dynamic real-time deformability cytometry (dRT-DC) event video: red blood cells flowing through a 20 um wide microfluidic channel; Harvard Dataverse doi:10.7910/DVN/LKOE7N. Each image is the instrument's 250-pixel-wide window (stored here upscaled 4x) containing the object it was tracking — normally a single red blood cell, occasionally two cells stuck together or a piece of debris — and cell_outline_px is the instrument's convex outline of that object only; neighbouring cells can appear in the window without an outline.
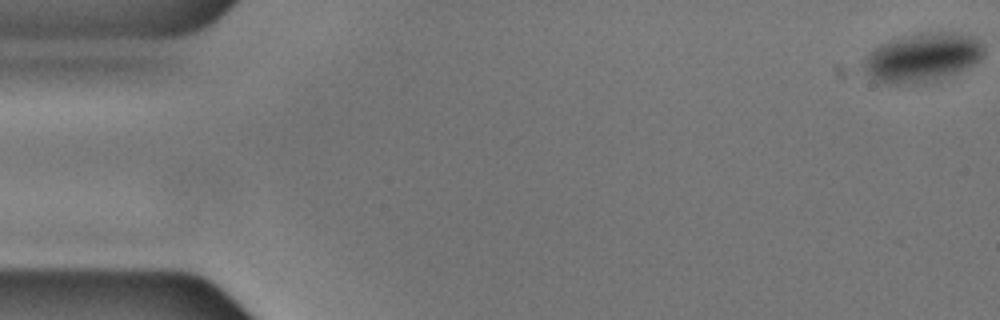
{"species": "common noctule bat (a hibernating species)", "species_latin": "Nyctalus noctula", "temperature_condition": "cold", "stored_images_in_passage": 57, "camera_frame_rate_fps": 3000, "um_per_image_px": 0.085, "animal": {"sex": "male", "body_mass_g": 17.9, "forearm_length_mm": 54.2}, "frame": {"image": 1, "passage_image": 1, "time_ms": 0.0, "image_size_px": [1000, 320], "cell_outline_px": [[984, 56], [980, 60], [956, 72], [936, 80], [908, 84], [884, 84], [876, 80], [860, 64], [880, 44], [892, 40], [908, 36], [936, 32], [956, 32], [972, 36], [984, 44]], "centroid_in_image_um": [78.44, 4.89], "position_along_channel_um": 6.6, "area_um2": 33.58}}
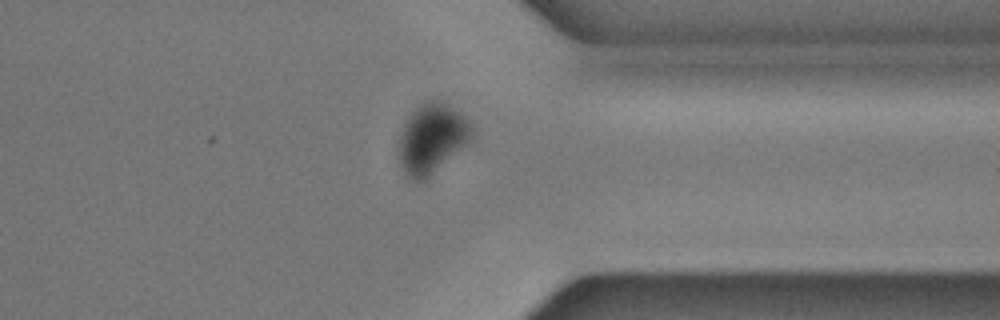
{"frame": {"image": 2, "passage_image": 44, "time_ms": 14.333, "image_size_px": [1000, 320], "cell_outline_px": [[472, 128], [468, 140], [464, 144], [424, 180], [408, 180], [404, 176], [396, 156], [396, 148], [404, 124], [408, 116], [420, 104], [428, 100], [440, 100], [448, 104], [460, 112], [468, 120]], "centroid_in_image_um": [36.6, 11.77], "position_along_channel_um": 374.8, "area_um2": 29.36}}
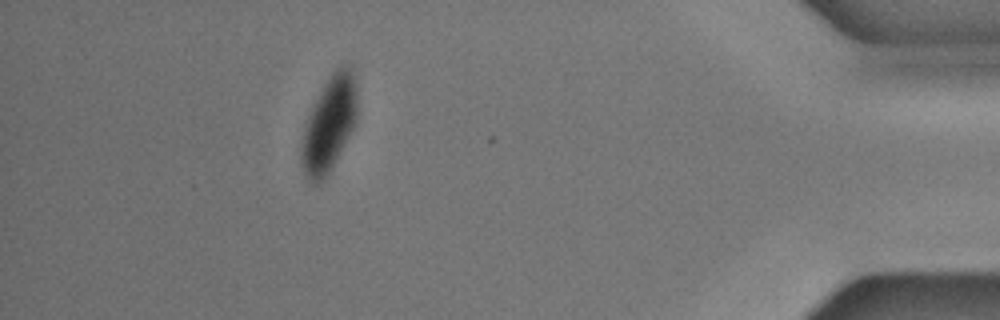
{"frame": {"image": 3, "passage_image": 51, "time_ms": 16.667, "image_size_px": [1000, 320], "cell_outline_px": [[356, 120], [332, 168], [324, 180], [316, 184], [312, 184], [308, 180], [304, 172], [300, 160], [300, 148], [304, 128], [308, 116], [324, 84], [332, 72], [336, 68], [344, 64], [348, 64], [352, 68], [356, 76]], "centroid_in_image_um": [27.97, 10.55], "position_along_channel_um": 407.2, "area_um2": 30.75}}